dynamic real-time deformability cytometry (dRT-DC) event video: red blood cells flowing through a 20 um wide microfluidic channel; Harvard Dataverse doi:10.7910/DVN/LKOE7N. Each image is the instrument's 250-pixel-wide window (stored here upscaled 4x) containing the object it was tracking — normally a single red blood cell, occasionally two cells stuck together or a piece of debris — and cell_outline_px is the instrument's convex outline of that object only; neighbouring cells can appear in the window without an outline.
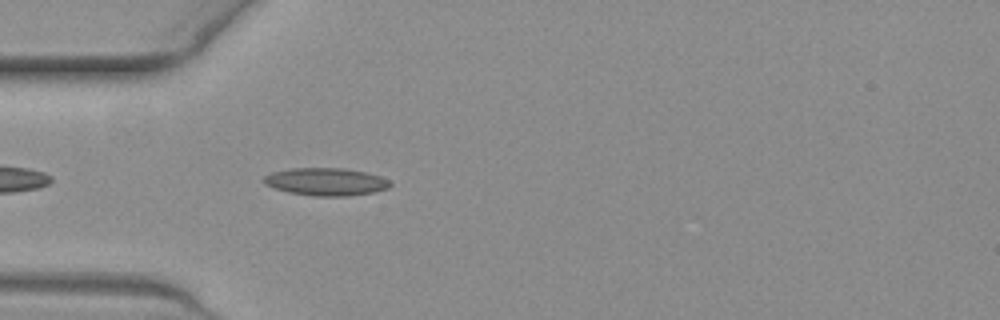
{"species": "common noctule bat (a hibernating species)", "species_latin": "Nyctalus noctula", "temperature_condition": "warm", "stored_images_in_passage": 26, "camera_frame_rate_fps": 3000, "um_per_image_px": 0.085, "animal": {"sex": "female", "body_mass_g": 19.3, "forearm_length_mm": 54.1}, "frame": {"image": 1, "passage_image": 4, "time_ms": 1.0, "image_size_px": [1000, 320], "cell_outline_px": [[392, 184], [388, 188], [372, 192], [348, 196], [312, 196], [288, 192], [264, 184], [264, 176], [272, 172], [288, 168], [344, 168], [364, 172], [380, 176], [388, 180]], "centroid_in_image_um": [27.69, 15.44], "position_along_channel_um": 57.3, "area_um2": 20.29}}
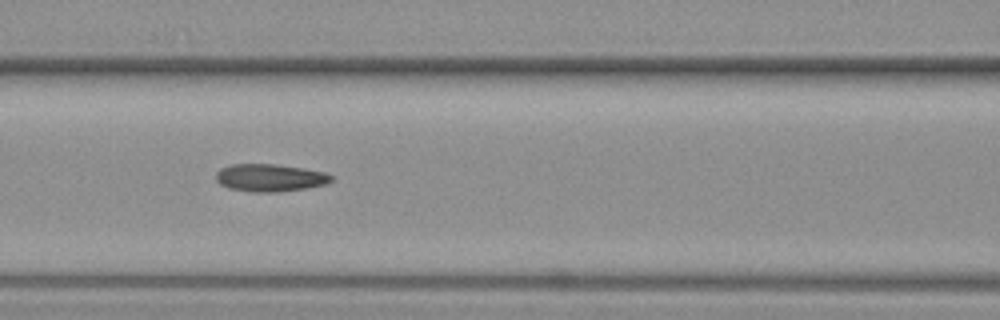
{"frame": {"image": 2, "passage_image": 11, "time_ms": 3.333, "image_size_px": [1000, 320], "cell_outline_px": [[332, 180], [324, 184], [304, 188], [276, 192], [252, 192], [228, 188], [220, 184], [216, 180], [216, 172], [220, 168], [232, 164], [272, 164], [300, 168], [324, 172], [332, 176]], "centroid_in_image_um": [22.88, 15.11], "position_along_channel_um": 143.7, "area_um2": 18.26}}
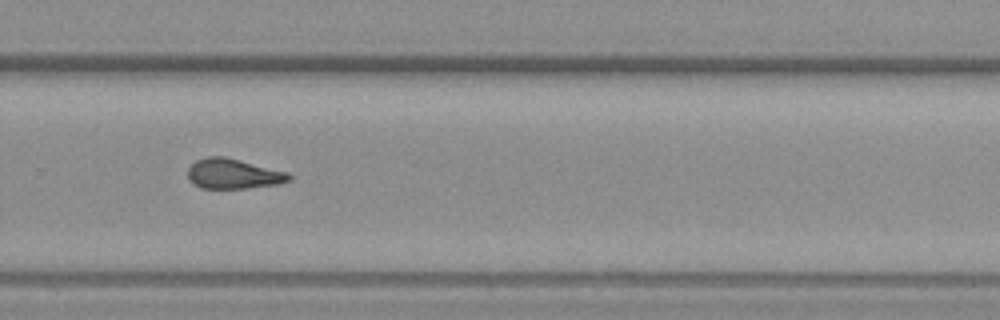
{"frame": {"image": 3, "passage_image": 24, "time_ms": 7.667, "image_size_px": [1000, 320], "cell_outline_px": [[292, 180], [276, 184], [248, 188], [200, 188], [192, 184], [188, 180], [188, 168], [196, 160], [208, 156], [224, 156], [288, 172], [292, 176]], "centroid_in_image_um": [19.81, 14.77], "position_along_channel_um": 310.0, "area_um2": 17.8}}